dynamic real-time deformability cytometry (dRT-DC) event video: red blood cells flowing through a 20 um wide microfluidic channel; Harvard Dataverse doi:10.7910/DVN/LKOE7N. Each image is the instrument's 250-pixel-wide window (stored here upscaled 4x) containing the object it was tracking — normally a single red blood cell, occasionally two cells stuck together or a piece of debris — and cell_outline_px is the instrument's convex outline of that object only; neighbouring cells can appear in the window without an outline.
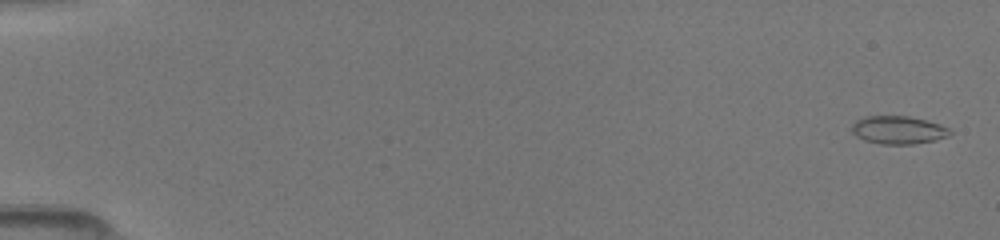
{"species": "common noctule bat (a hibernating species)", "species_latin": "Nyctalus noctula", "temperature_condition": "room temperature", "stored_images_in_passage": 8, "camera_frame_rate_fps": 3000, "um_per_image_px": 0.085, "animal": {"sex": "female", "body_mass_g": 19.5, "forearm_length_mm": 54.1}, "frame": {"image": 1, "passage_image": 1, "time_ms": 0.0, "image_size_px": [1000, 240], "cell_outline_px": [[952, 132], [948, 136], [936, 140], [912, 144], [880, 144], [864, 140], [856, 136], [852, 132], [852, 124], [856, 120], [864, 116], [908, 116], [940, 124], [948, 128]], "centroid_in_image_um": [76.33, 11.05], "position_along_channel_um": 8.7, "area_um2": 16.01}}
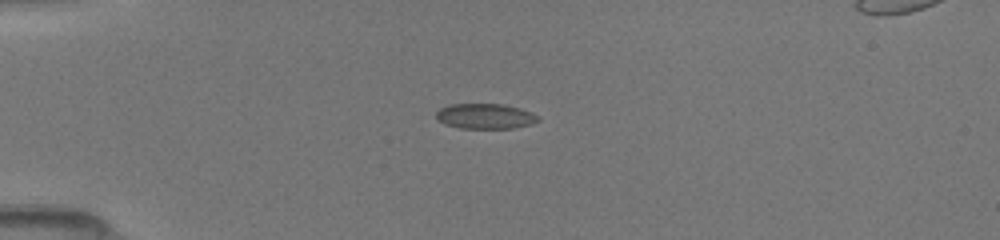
{"frame": {"image": 2, "passage_image": 6, "time_ms": 4.0, "image_size_px": [1000, 240], "cell_outline_px": [[540, 120], [528, 124], [512, 128], [460, 128], [444, 124], [436, 116], [436, 112], [440, 108], [448, 104], [504, 104], [520, 108], [532, 112], [540, 116]], "centroid_in_image_um": [41.25, 9.86], "position_along_channel_um": 43.8, "area_um2": 14.97}}